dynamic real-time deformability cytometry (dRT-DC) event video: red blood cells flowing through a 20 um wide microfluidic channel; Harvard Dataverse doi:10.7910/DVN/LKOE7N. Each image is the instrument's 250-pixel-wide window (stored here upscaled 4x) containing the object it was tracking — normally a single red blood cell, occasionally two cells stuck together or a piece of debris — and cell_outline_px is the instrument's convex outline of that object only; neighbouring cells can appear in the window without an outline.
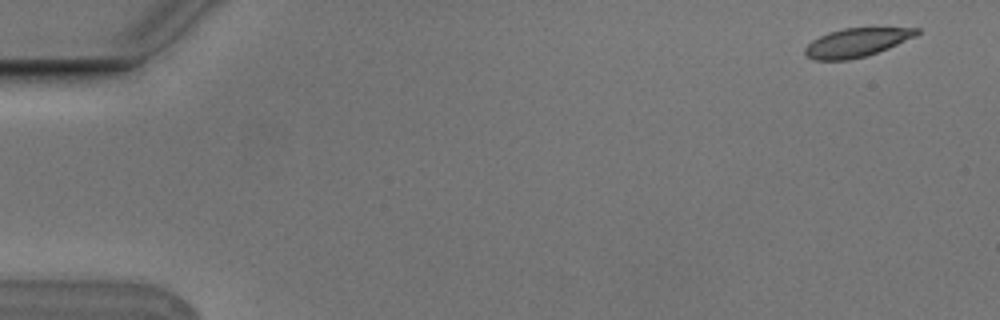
{"species": "Egyptian fruit bat (a non-hibernating species)", "species_latin": "Rousettus aegyptiacus", "temperature_condition": "cold", "stored_images_in_passage": 5, "camera_frame_rate_fps": 3000, "um_per_image_px": 0.085, "animal": {"sex": "male"}, "frame": {"image": 1, "passage_image": 1, "time_ms": 0.0, "image_size_px": [1000, 320], "cell_outline_px": [[920, 32], [916, 36], [888, 48], [864, 56], [848, 60], [812, 60], [804, 52], [804, 48], [812, 40], [828, 32], [844, 28], [920, 28]], "centroid_in_image_um": [72.79, 3.61], "position_along_channel_um": 12.2, "area_um2": 18.5}}